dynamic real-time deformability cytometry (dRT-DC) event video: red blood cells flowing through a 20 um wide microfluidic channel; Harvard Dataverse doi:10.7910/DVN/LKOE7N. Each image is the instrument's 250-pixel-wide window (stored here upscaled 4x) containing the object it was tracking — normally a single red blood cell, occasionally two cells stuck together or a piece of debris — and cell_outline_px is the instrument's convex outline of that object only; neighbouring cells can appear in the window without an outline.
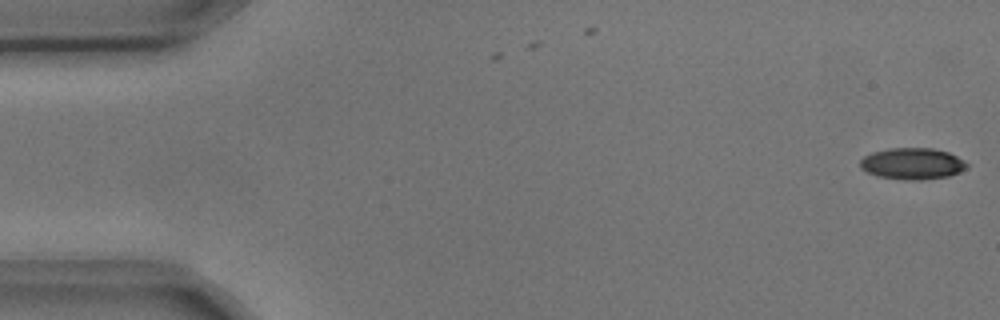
{"species": "common noctule bat (a hibernating species)", "species_latin": "Nyctalus noctula", "temperature_condition": "cold", "stored_images_in_passage": 5, "camera_frame_rate_fps": 3000, "um_per_image_px": 0.085, "animal": {"sex": "male", "body_mass_g": 17.9, "forearm_length_mm": 54.2}, "frame": {"image": 1, "passage_image": 1, "time_ms": 0.0, "image_size_px": [1000, 320], "cell_outline_px": [[968, 168], [960, 172], [948, 176], [920, 180], [904, 180], [876, 176], [860, 168], [860, 160], [864, 156], [872, 152], [892, 148], [932, 148], [948, 152], [956, 156], [968, 164]], "centroid_in_image_um": [77.54, 13.91], "position_along_channel_um": 7.5, "area_um2": 19.59}}
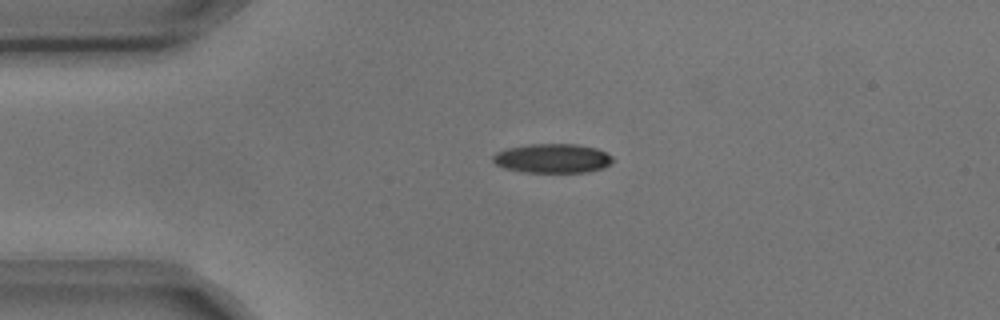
{"frame": {"image": 2, "passage_image": 4, "time_ms": 1.0, "image_size_px": [1000, 320], "cell_outline_px": [[612, 160], [608, 164], [600, 168], [588, 172], [524, 172], [504, 168], [496, 164], [492, 160], [492, 156], [496, 152], [508, 148], [528, 144], [576, 144], [596, 148], [612, 156]], "centroid_in_image_um": [46.91, 13.45], "position_along_channel_um": 38.1, "area_um2": 20.23}}